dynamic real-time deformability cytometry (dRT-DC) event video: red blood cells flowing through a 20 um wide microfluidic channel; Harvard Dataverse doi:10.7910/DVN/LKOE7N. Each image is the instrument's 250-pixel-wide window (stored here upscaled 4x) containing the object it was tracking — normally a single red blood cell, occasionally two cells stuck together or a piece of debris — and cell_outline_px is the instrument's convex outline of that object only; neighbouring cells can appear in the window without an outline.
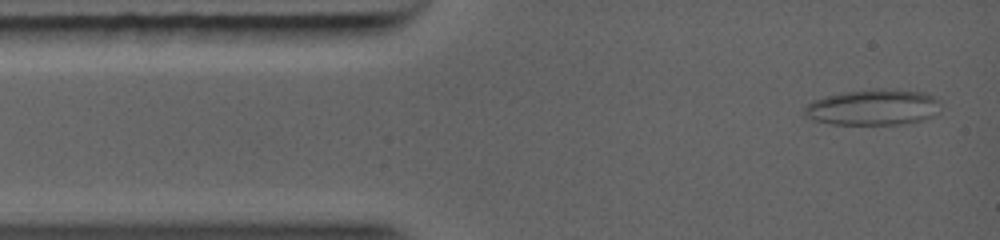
{"species": "common noctule bat (a hibernating species)", "species_latin": "Nyctalus noctula", "temperature_condition": "warm", "stored_images_in_passage": 62, "segment_of_instrument_passage": [1, 3], "camera_frame_rate_fps": 5000, "um_per_image_px": 0.085, "animal": {"sex": "female", "body_mass_g": 19.0, "forearm_length_mm": 56.7}, "frame": {"image": 1, "passage_image": 2, "time_ms": 0.2, "image_size_px": [1000, 240], "cell_outline_px": [[936, 100], [932, 116], [908, 124], [836, 124], [816, 120], [804, 116], [800, 112], [808, 104], [816, 100], [828, 96], [844, 92], [872, 88], [880, 88], [924, 92], [932, 96]], "centroid_in_image_um": [74.13, 9.12], "position_along_channel_um": 10.9, "area_um2": 27.92}}
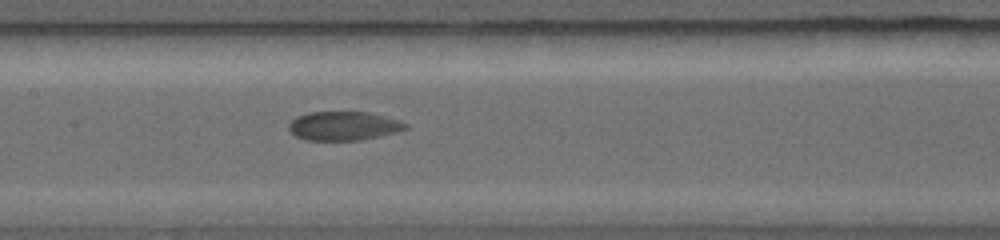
{"frame": {"image": 2, "passage_image": 24, "time_ms": 5.0, "image_size_px": [1000, 240], "cell_outline_px": [[408, 128], [348, 140], [312, 140], [300, 136], [292, 132], [288, 128], [288, 124], [296, 116], [308, 112], [368, 112], [400, 120], [408, 124]], "centroid_in_image_um": [29.14, 10.65], "position_along_channel_um": 178.3, "area_um2": 18.73}}
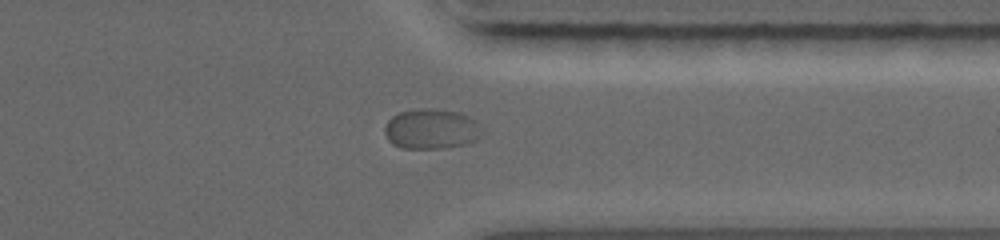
{"frame": {"image": 3, "passage_image": 39, "time_ms": 9.2, "image_size_px": [1000, 240], "cell_outline_px": [[476, 120], [456, 144], [432, 148], [404, 148], [388, 140], [384, 132], [384, 128], [388, 120], [392, 116], [400, 112], [460, 112]], "centroid_in_image_um": [36.31, 10.96], "position_along_channel_um": 375.1, "area_um2": 19.36}}